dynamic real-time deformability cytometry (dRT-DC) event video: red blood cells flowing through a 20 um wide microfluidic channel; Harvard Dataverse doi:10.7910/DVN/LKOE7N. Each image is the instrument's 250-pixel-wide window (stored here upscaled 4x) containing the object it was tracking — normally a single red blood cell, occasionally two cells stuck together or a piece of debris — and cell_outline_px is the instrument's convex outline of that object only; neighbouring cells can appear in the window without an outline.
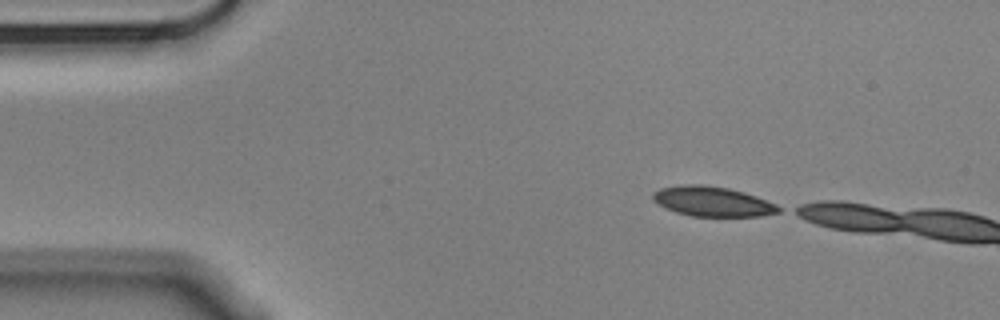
{"species": "Egyptian fruit bat (a non-hibernating species)", "species_latin": "Rousettus aegyptiacus", "temperature_condition": "cold", "stored_images_in_passage": 3, "camera_frame_rate_fps": 3000, "um_per_image_px": 0.085, "animal": {"sex": "male"}, "frame": {"image": 1, "passage_image": 1, "time_ms": 0.0, "image_size_px": [1000, 320], "cell_outline_px": [[784, 208], [780, 212], [760, 216], [692, 216], [676, 212], [664, 208], [652, 200], [652, 192], [660, 188], [680, 184], [704, 184], [728, 188], [744, 192], [756, 196], [776, 204]], "centroid_in_image_um": [60.54, 17.11], "position_along_channel_um": 24.5, "area_um2": 22.14}}